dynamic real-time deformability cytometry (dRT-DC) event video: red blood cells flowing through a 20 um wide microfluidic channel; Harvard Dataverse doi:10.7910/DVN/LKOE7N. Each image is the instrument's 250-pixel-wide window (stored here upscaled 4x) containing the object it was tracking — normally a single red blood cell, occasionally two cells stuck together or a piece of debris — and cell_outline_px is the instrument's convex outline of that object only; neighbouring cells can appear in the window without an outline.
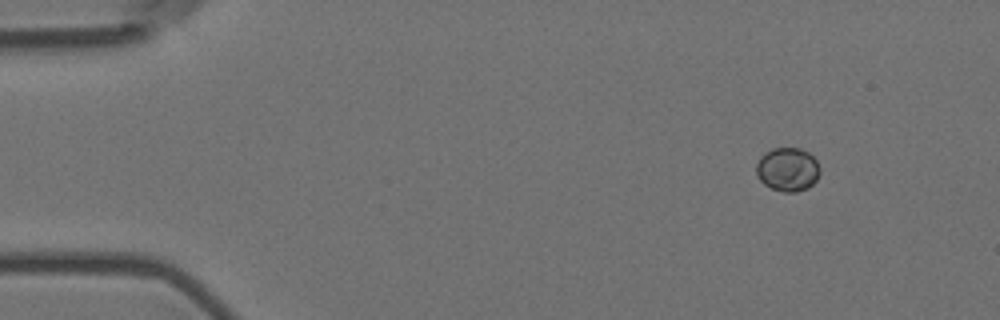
{"species": "Egyptian fruit bat (a non-hibernating species)", "species_latin": "Rousettus aegyptiacus", "temperature_condition": "room temperature", "stored_images_in_passage": 4, "camera_frame_rate_fps": 3000, "um_per_image_px": 0.085, "animal": {"sex": "female"}, "frame": {"image": 1, "passage_image": 1, "time_ms": 0.0, "image_size_px": [1000, 320], "cell_outline_px": [[820, 172], [816, 180], [808, 188], [796, 192], [784, 192], [772, 188], [764, 184], [760, 180], [756, 172], [756, 164], [760, 156], [764, 152], [772, 148], [800, 148], [808, 152], [816, 160], [820, 168]], "centroid_in_image_um": [66.94, 14.39], "position_along_channel_um": 18.1, "area_um2": 16.3}}
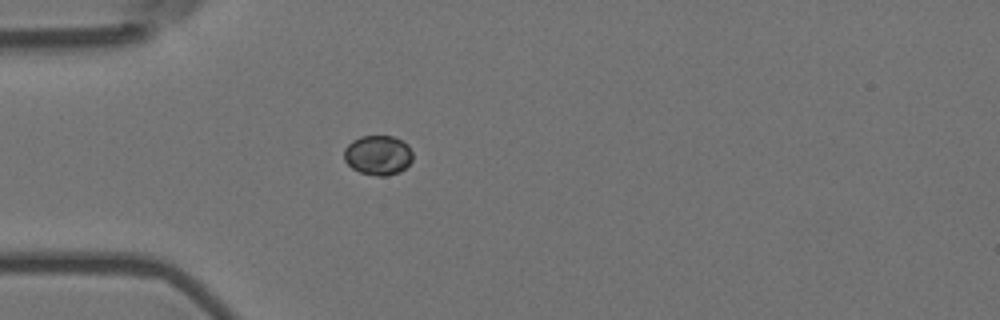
{"frame": {"image": 2, "passage_image": 4, "time_ms": 1.0, "image_size_px": [1000, 320], "cell_outline_px": [[412, 160], [400, 172], [388, 176], [376, 176], [360, 172], [352, 168], [344, 160], [344, 148], [352, 140], [360, 136], [392, 136], [408, 144], [412, 152]], "centroid_in_image_um": [32.12, 13.19], "position_along_channel_um": 52.9, "area_um2": 15.95}}